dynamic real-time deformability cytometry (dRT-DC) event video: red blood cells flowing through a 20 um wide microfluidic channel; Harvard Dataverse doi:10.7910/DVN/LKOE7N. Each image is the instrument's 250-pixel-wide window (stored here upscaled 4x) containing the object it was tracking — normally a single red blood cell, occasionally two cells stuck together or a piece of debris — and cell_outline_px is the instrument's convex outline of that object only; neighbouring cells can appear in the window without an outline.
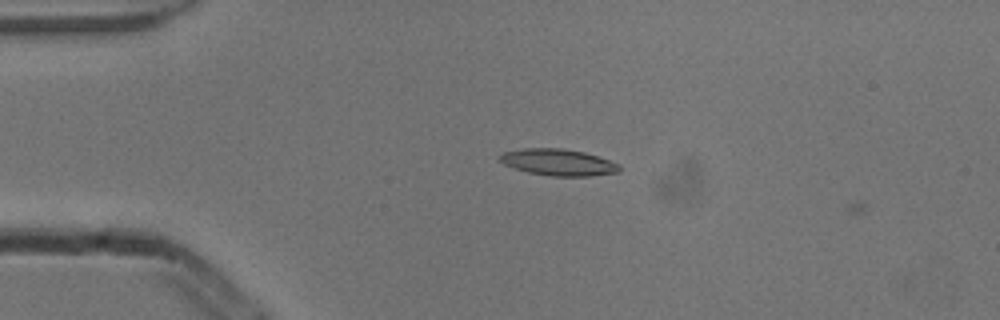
{"species": "common noctule bat (a hibernating species)", "species_latin": "Nyctalus noctula", "temperature_condition": "cold", "stored_images_in_passage": 8, "camera_frame_rate_fps": 3000, "um_per_image_px": 0.085, "animal": {"sex": "male", "body_mass_g": 13.3}, "frame": {"image": 1, "passage_image": 7, "time_ms": 2.0, "image_size_px": [1000, 320], "cell_outline_px": [[620, 172], [592, 176], [552, 176], [528, 172], [504, 164], [500, 160], [500, 156], [504, 152], [524, 148], [564, 148], [584, 152], [620, 164]], "centroid_in_image_um": [47.49, 13.79], "position_along_channel_um": 37.5, "area_um2": 18.38}}